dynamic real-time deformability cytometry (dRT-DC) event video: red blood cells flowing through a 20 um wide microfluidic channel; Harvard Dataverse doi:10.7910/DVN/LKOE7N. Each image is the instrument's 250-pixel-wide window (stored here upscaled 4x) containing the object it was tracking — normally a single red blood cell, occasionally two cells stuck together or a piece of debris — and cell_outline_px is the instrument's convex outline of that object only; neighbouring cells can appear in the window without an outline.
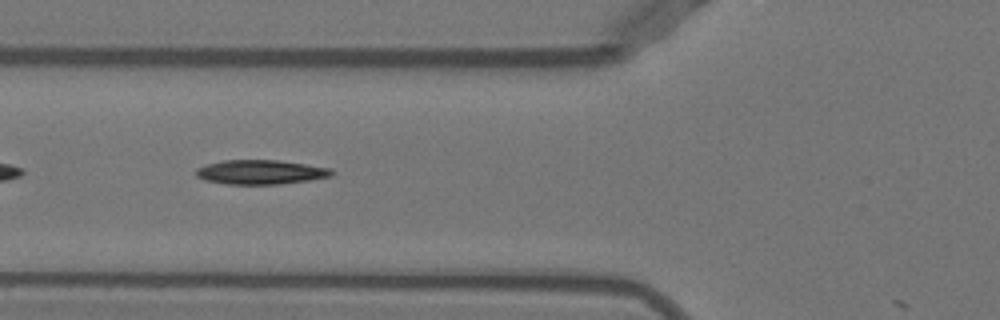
{"species": "Egyptian fruit bat (a non-hibernating species)", "species_latin": "Rousettus aegyptiacus", "temperature_condition": "warm", "stored_images_in_passage": 33, "camera_frame_rate_fps": 3000, "um_per_image_px": 0.085, "animal": {"sex": "female"}, "frame": {"image": 1, "passage_image": 5, "time_ms": 1.333, "image_size_px": [1000, 320], "cell_outline_px": [[336, 172], [332, 176], [308, 180], [280, 184], [224, 184], [204, 180], [196, 176], [196, 168], [208, 164], [224, 160], [280, 160], [332, 168]], "centroid_in_image_um": [22.18, 14.63], "position_along_channel_um": 103.6, "area_um2": 19.36}}
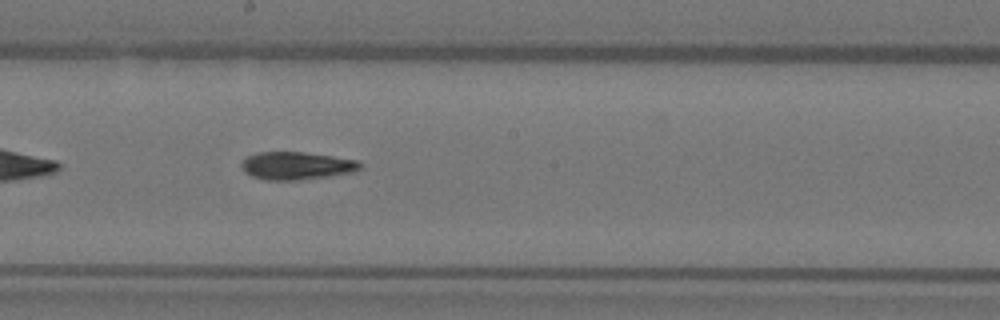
{"frame": {"image": 2, "passage_image": 14, "time_ms": 4.333, "image_size_px": [1000, 320], "cell_outline_px": [[360, 168], [352, 172], [328, 176], [296, 180], [264, 180], [252, 176], [244, 172], [240, 164], [248, 156], [260, 152], [304, 152], [360, 160]], "centroid_in_image_um": [25.19, 14.08], "position_along_channel_um": 223.0, "area_um2": 19.07}}
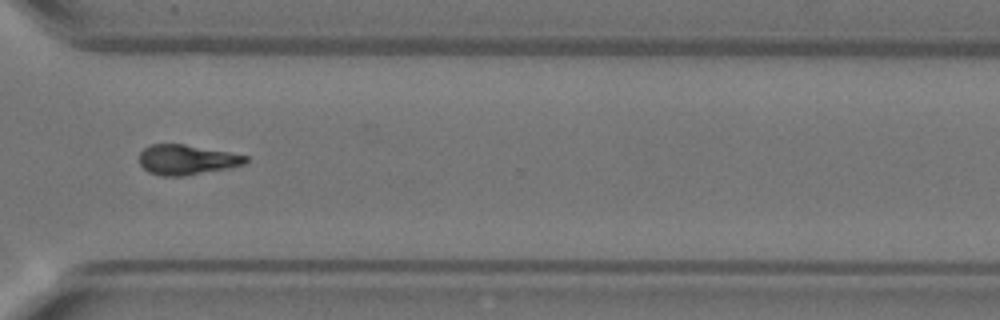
{"frame": {"image": 3, "passage_image": 24, "time_ms": 7.667, "image_size_px": [1000, 320], "cell_outline_px": [[248, 160], [244, 164], [228, 168], [184, 176], [160, 176], [148, 172], [140, 164], [140, 152], [144, 148], [152, 144], [184, 144], [228, 152], [248, 156]], "centroid_in_image_um": [15.85, 13.58], "position_along_channel_um": 354.7, "area_um2": 18.5}}